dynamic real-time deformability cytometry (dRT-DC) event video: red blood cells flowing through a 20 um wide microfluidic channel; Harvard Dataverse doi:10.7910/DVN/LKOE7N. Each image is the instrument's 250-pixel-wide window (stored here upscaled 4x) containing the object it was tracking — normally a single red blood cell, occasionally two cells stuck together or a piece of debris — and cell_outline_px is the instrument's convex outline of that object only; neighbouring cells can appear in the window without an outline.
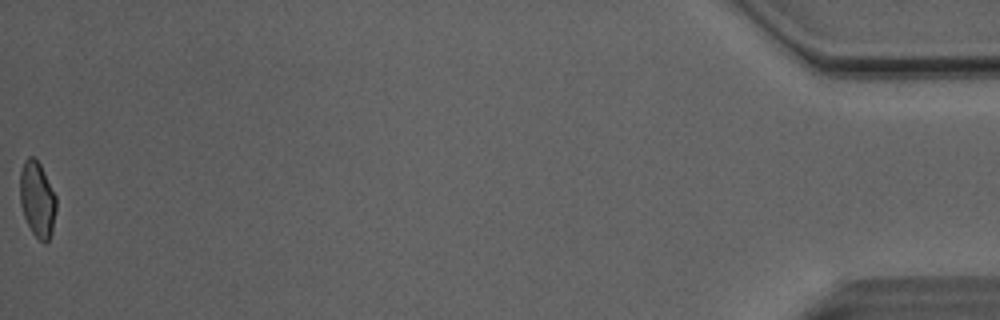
{"species": "Egyptian fruit bat (a non-hibernating species)", "species_latin": "Rousettus aegyptiacus", "temperature_condition": "room temperature", "stored_images_in_passage": 39, "camera_frame_rate_fps": 3000, "um_per_image_px": 0.085, "animal": {"sex": "male"}, "frame": {"image": 1, "passage_image": 39, "time_ms": 12.667, "image_size_px": [1000, 320], "cell_outline_px": [[56, 208], [52, 232], [48, 240], [44, 244], [32, 232], [24, 216], [20, 204], [20, 172], [24, 160], [28, 156], [32, 156], [40, 164], [56, 196]], "centroid_in_image_um": [3.16, 16.94], "position_along_channel_um": 432.0, "area_um2": 15.9}, "authors_computed_cell_mechanics": {"area_um2": 16.762, "velocity_mm_per_s": 4.1127, "shape_relaxation_time_tau1_ms": null, "shape_relaxation_time_tau2_ms": 1.1915, "deformation_change_tau1": null, "deformation_change_tau2": 0.059}}